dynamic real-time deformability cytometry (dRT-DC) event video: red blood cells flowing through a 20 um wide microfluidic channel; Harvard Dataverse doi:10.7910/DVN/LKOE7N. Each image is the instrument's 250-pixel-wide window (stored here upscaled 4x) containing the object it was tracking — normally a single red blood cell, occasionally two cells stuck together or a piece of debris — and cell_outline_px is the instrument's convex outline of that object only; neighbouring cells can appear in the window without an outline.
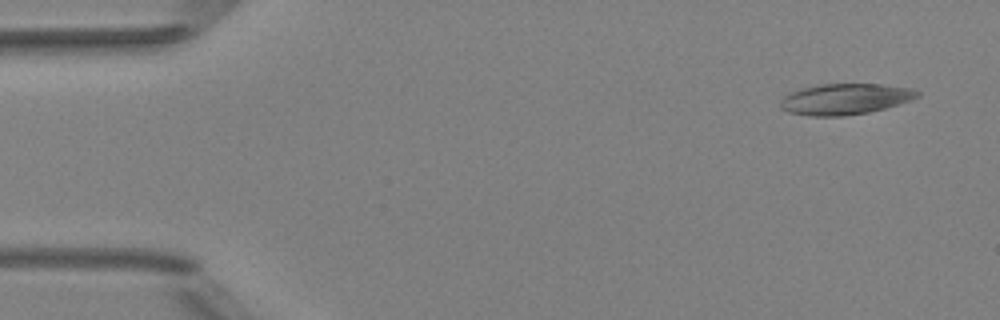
{"species": "Egyptian fruit bat (a non-hibernating species)", "species_latin": "Rousettus aegyptiacus", "temperature_condition": "room temperature", "stored_images_in_passage": 4, "camera_frame_rate_fps": 3000, "um_per_image_px": 0.085, "animal": {"sex": "female"}, "frame": {"image": 1, "passage_image": 1, "time_ms": 0.0, "image_size_px": [1000, 320], "cell_outline_px": [[920, 96], [912, 100], [884, 108], [868, 112], [844, 116], [808, 116], [788, 112], [780, 108], [780, 100], [784, 96], [792, 92], [804, 88], [820, 84], [880, 84], [912, 88], [920, 92]], "centroid_in_image_um": [71.84, 8.42], "position_along_channel_um": 13.2, "area_um2": 24.68}}
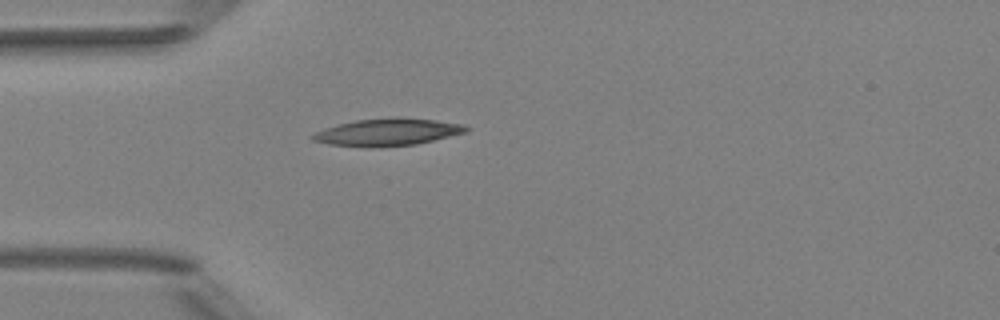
{"frame": {"image": 2, "passage_image": 4, "time_ms": 3.667, "image_size_px": [1000, 320], "cell_outline_px": [[472, 128], [468, 132], [416, 144], [328, 144], [312, 140], [308, 136], [324, 128], [356, 120], [436, 120], [464, 124]], "centroid_in_image_um": [33.01, 11.22], "position_along_channel_um": 52.0, "area_um2": 22.31}}